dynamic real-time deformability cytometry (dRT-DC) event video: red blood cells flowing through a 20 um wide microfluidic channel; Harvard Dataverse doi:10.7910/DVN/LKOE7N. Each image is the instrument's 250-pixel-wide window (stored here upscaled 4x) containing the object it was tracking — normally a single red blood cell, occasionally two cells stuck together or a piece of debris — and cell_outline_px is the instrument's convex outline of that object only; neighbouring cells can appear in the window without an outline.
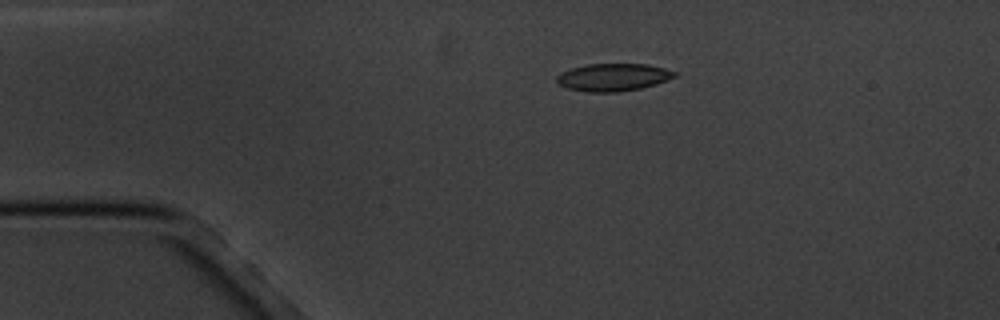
{"species": "common noctule bat (a hibernating species)", "species_latin": "Nyctalus noctula", "temperature_condition": "cold", "stored_images_in_passage": 6, "camera_frame_rate_fps": 3000, "um_per_image_px": 0.085, "animal": {"sex": "male", "body_mass_g": 20.1, "forearm_length_mm": 53.5}, "frame": {"image": 1, "passage_image": 1, "time_ms": 0.0, "image_size_px": [1000, 320], "cell_outline_px": [[676, 76], [656, 84], [640, 88], [616, 92], [588, 92], [568, 88], [560, 84], [556, 80], [556, 76], [560, 72], [572, 68], [588, 64], [648, 64], [664, 68], [676, 72]], "centroid_in_image_um": [52.11, 6.56], "position_along_channel_um": 32.9, "area_um2": 18.79}}
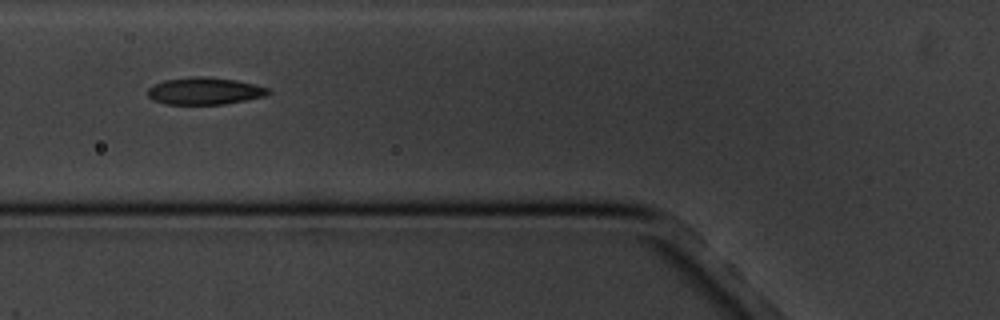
{"frame": {"image": 2, "passage_image": 3, "time_ms": 3.333, "image_size_px": [1000, 320], "cell_outline_px": [[272, 92], [264, 96], [224, 104], [164, 104], [152, 100], [148, 96], [148, 88], [164, 80], [192, 76], [212, 76], [236, 80], [268, 88]], "centroid_in_image_um": [17.37, 7.72], "position_along_channel_um": 108.4, "area_um2": 19.07}}
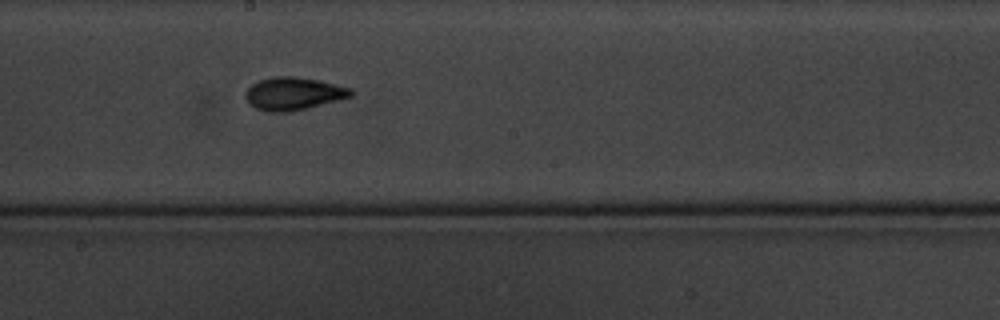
{"frame": {"image": 3, "passage_image": 6, "time_ms": 6.667, "image_size_px": [1000, 320], "cell_outline_px": [[356, 92], [352, 96], [288, 112], [268, 112], [256, 108], [244, 96], [244, 92], [252, 84], [260, 80], [272, 76], [296, 76], [320, 80], [352, 88]], "centroid_in_image_um": [24.95, 7.93], "position_along_channel_um": 223.2, "area_um2": 20.06}}